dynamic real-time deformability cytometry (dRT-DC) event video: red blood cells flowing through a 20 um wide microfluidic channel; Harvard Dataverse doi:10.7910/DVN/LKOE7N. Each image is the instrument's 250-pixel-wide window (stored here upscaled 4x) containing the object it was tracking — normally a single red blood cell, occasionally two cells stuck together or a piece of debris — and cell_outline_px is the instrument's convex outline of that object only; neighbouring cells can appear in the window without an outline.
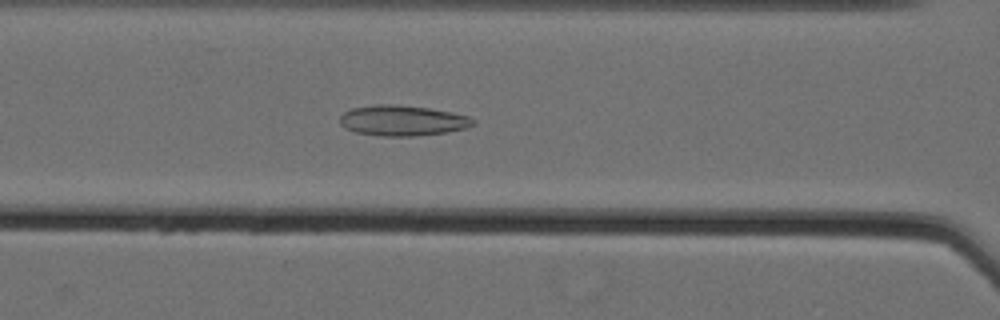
{"species": "Egyptian fruit bat (a non-hibernating species)", "species_latin": "Rousettus aegyptiacus", "temperature_condition": "cold", "stored_images_in_passage": 61, "camera_frame_rate_fps": 3000, "um_per_image_px": 0.085, "animal": {"sex": "female"}, "frame": {"image": 1, "passage_image": 30, "time_ms": 9.667, "image_size_px": [1000, 320], "cell_outline_px": [[476, 124], [464, 128], [444, 132], [412, 136], [380, 136], [356, 132], [344, 128], [340, 124], [340, 116], [344, 112], [352, 108], [376, 104], [392, 104], [428, 108], [452, 112], [468, 116], [476, 120]], "centroid_in_image_um": [34.19, 10.24], "position_along_channel_um": 132.4, "area_um2": 23.58}}
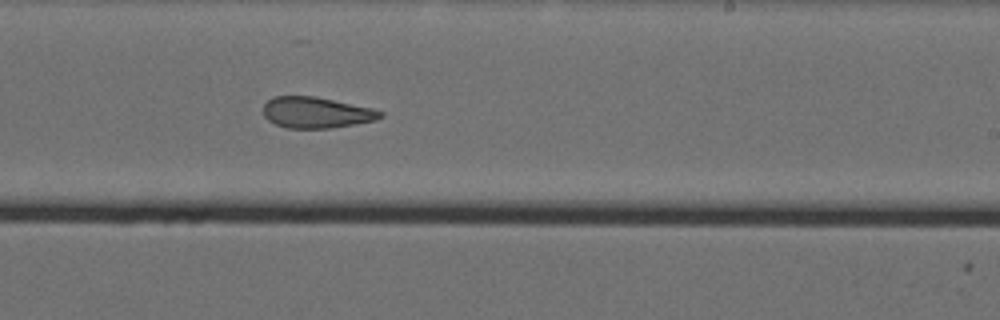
{"frame": {"image": 2, "passage_image": 41, "time_ms": 13.333, "image_size_px": [1000, 320], "cell_outline_px": [[384, 116], [376, 120], [328, 128], [288, 128], [276, 124], [268, 120], [264, 116], [264, 104], [272, 96], [312, 96], [372, 108], [384, 112]], "centroid_in_image_um": [26.87, 9.56], "position_along_channel_um": 262.1, "area_um2": 20.92}}
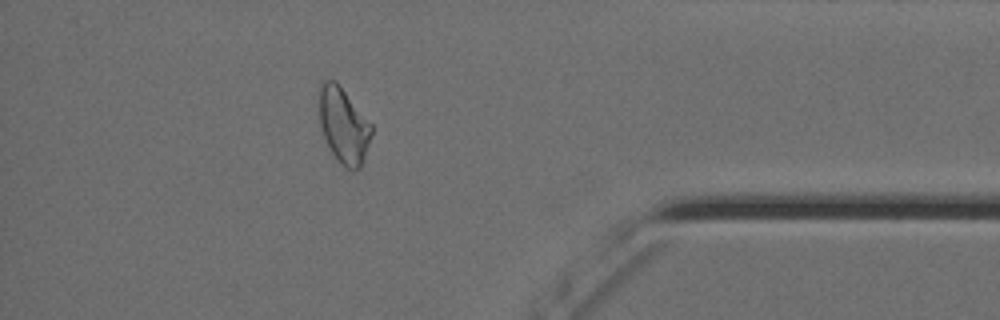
{"frame": {"image": 3, "passage_image": 55, "time_ms": 18.0, "image_size_px": [1000, 320], "cell_outline_px": [[372, 132], [364, 160], [360, 168], [356, 172], [352, 172], [344, 168], [336, 160], [320, 128], [316, 92], [324, 80], [336, 80], [372, 124]], "centroid_in_image_um": [29.17, 10.66], "position_along_channel_um": 406.0, "area_um2": 23.76}, "authors_computed_cell_mechanics": {"area_um2": 25.2008, "velocity_mm_per_s": 3.5413, "shape_relaxation_time_tau1_ms": null, "shape_relaxation_time_tau2_ms": 3.5133, "deformation_change_tau1": null, "deformation_change_tau2": 0.123}}